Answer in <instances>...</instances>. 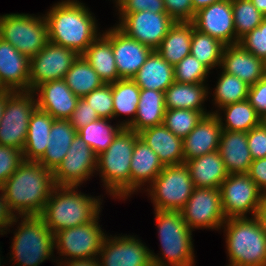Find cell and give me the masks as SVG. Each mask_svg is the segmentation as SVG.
<instances>
[{"label": "cell", "instance_id": "6da1fadb", "mask_svg": "<svg viewBox=\"0 0 266 266\" xmlns=\"http://www.w3.org/2000/svg\"><path fill=\"white\" fill-rule=\"evenodd\" d=\"M55 187L52 171L24 160L1 187L14 216L40 215Z\"/></svg>", "mask_w": 266, "mask_h": 266}, {"label": "cell", "instance_id": "7a4b0ae2", "mask_svg": "<svg viewBox=\"0 0 266 266\" xmlns=\"http://www.w3.org/2000/svg\"><path fill=\"white\" fill-rule=\"evenodd\" d=\"M78 0H61L44 14L49 41L82 55L101 34L93 13Z\"/></svg>", "mask_w": 266, "mask_h": 266}, {"label": "cell", "instance_id": "3957f363", "mask_svg": "<svg viewBox=\"0 0 266 266\" xmlns=\"http://www.w3.org/2000/svg\"><path fill=\"white\" fill-rule=\"evenodd\" d=\"M74 186H55L39 215L49 230H60L85 225L101 215V196H89Z\"/></svg>", "mask_w": 266, "mask_h": 266}, {"label": "cell", "instance_id": "277c9868", "mask_svg": "<svg viewBox=\"0 0 266 266\" xmlns=\"http://www.w3.org/2000/svg\"><path fill=\"white\" fill-rule=\"evenodd\" d=\"M139 133L123 127L108 148L97 157V174L113 199L130 197V165Z\"/></svg>", "mask_w": 266, "mask_h": 266}, {"label": "cell", "instance_id": "5b68a950", "mask_svg": "<svg viewBox=\"0 0 266 266\" xmlns=\"http://www.w3.org/2000/svg\"><path fill=\"white\" fill-rule=\"evenodd\" d=\"M162 254L150 250L153 266H195L192 230L180 211L154 210Z\"/></svg>", "mask_w": 266, "mask_h": 266}, {"label": "cell", "instance_id": "8992f818", "mask_svg": "<svg viewBox=\"0 0 266 266\" xmlns=\"http://www.w3.org/2000/svg\"><path fill=\"white\" fill-rule=\"evenodd\" d=\"M227 257L233 266H266V235L256 217L226 219Z\"/></svg>", "mask_w": 266, "mask_h": 266}, {"label": "cell", "instance_id": "52a82bcc", "mask_svg": "<svg viewBox=\"0 0 266 266\" xmlns=\"http://www.w3.org/2000/svg\"><path fill=\"white\" fill-rule=\"evenodd\" d=\"M20 218L10 246V260L17 266H39L54 256V234L39 215Z\"/></svg>", "mask_w": 266, "mask_h": 266}, {"label": "cell", "instance_id": "ba28073f", "mask_svg": "<svg viewBox=\"0 0 266 266\" xmlns=\"http://www.w3.org/2000/svg\"><path fill=\"white\" fill-rule=\"evenodd\" d=\"M9 13L0 15V38L29 59L49 42L48 25L43 15Z\"/></svg>", "mask_w": 266, "mask_h": 266}, {"label": "cell", "instance_id": "9c48e42d", "mask_svg": "<svg viewBox=\"0 0 266 266\" xmlns=\"http://www.w3.org/2000/svg\"><path fill=\"white\" fill-rule=\"evenodd\" d=\"M148 197L154 210L180 211L190 198L195 186L185 163L164 166L150 186Z\"/></svg>", "mask_w": 266, "mask_h": 266}, {"label": "cell", "instance_id": "30bf717a", "mask_svg": "<svg viewBox=\"0 0 266 266\" xmlns=\"http://www.w3.org/2000/svg\"><path fill=\"white\" fill-rule=\"evenodd\" d=\"M36 108L33 91H5V106L0 120V145L23 151L29 120Z\"/></svg>", "mask_w": 266, "mask_h": 266}, {"label": "cell", "instance_id": "8fae6325", "mask_svg": "<svg viewBox=\"0 0 266 266\" xmlns=\"http://www.w3.org/2000/svg\"><path fill=\"white\" fill-rule=\"evenodd\" d=\"M98 219L99 215L90 223L54 234L55 249L59 256L65 257L63 261L98 257L107 235L100 227Z\"/></svg>", "mask_w": 266, "mask_h": 266}, {"label": "cell", "instance_id": "7c38bea8", "mask_svg": "<svg viewBox=\"0 0 266 266\" xmlns=\"http://www.w3.org/2000/svg\"><path fill=\"white\" fill-rule=\"evenodd\" d=\"M220 191L226 219L249 217L250 213L251 217H255L265 196L247 173L229 174Z\"/></svg>", "mask_w": 266, "mask_h": 266}, {"label": "cell", "instance_id": "4fadbf2b", "mask_svg": "<svg viewBox=\"0 0 266 266\" xmlns=\"http://www.w3.org/2000/svg\"><path fill=\"white\" fill-rule=\"evenodd\" d=\"M187 226L195 229L221 230L226 221L218 188H197L192 191L190 198L180 210Z\"/></svg>", "mask_w": 266, "mask_h": 266}, {"label": "cell", "instance_id": "5bb4252c", "mask_svg": "<svg viewBox=\"0 0 266 266\" xmlns=\"http://www.w3.org/2000/svg\"><path fill=\"white\" fill-rule=\"evenodd\" d=\"M116 25L130 38L156 50L163 38L176 23L167 13H153L149 10L137 13H118Z\"/></svg>", "mask_w": 266, "mask_h": 266}, {"label": "cell", "instance_id": "9a60e30c", "mask_svg": "<svg viewBox=\"0 0 266 266\" xmlns=\"http://www.w3.org/2000/svg\"><path fill=\"white\" fill-rule=\"evenodd\" d=\"M97 157L95 152L76 135L65 158L52 172L55 186L81 187L96 172Z\"/></svg>", "mask_w": 266, "mask_h": 266}, {"label": "cell", "instance_id": "2e32d148", "mask_svg": "<svg viewBox=\"0 0 266 266\" xmlns=\"http://www.w3.org/2000/svg\"><path fill=\"white\" fill-rule=\"evenodd\" d=\"M78 56L75 51L49 41L38 54L30 58V91L40 84L64 79Z\"/></svg>", "mask_w": 266, "mask_h": 266}, {"label": "cell", "instance_id": "e0dca14e", "mask_svg": "<svg viewBox=\"0 0 266 266\" xmlns=\"http://www.w3.org/2000/svg\"><path fill=\"white\" fill-rule=\"evenodd\" d=\"M97 258L99 266H153L150 249L134 235H106Z\"/></svg>", "mask_w": 266, "mask_h": 266}, {"label": "cell", "instance_id": "ac0fdd59", "mask_svg": "<svg viewBox=\"0 0 266 266\" xmlns=\"http://www.w3.org/2000/svg\"><path fill=\"white\" fill-rule=\"evenodd\" d=\"M102 34L112 44L120 79H132L153 49L127 36L116 24L111 29L105 30Z\"/></svg>", "mask_w": 266, "mask_h": 266}, {"label": "cell", "instance_id": "d6986e66", "mask_svg": "<svg viewBox=\"0 0 266 266\" xmlns=\"http://www.w3.org/2000/svg\"><path fill=\"white\" fill-rule=\"evenodd\" d=\"M191 23L195 29L218 39L224 45L236 44L231 0H222L200 9Z\"/></svg>", "mask_w": 266, "mask_h": 266}, {"label": "cell", "instance_id": "ffe728a7", "mask_svg": "<svg viewBox=\"0 0 266 266\" xmlns=\"http://www.w3.org/2000/svg\"><path fill=\"white\" fill-rule=\"evenodd\" d=\"M33 92L37 97V108L54 119L69 120L79 100L64 79L40 84Z\"/></svg>", "mask_w": 266, "mask_h": 266}, {"label": "cell", "instance_id": "44dd1931", "mask_svg": "<svg viewBox=\"0 0 266 266\" xmlns=\"http://www.w3.org/2000/svg\"><path fill=\"white\" fill-rule=\"evenodd\" d=\"M30 59L0 38V90L30 91Z\"/></svg>", "mask_w": 266, "mask_h": 266}, {"label": "cell", "instance_id": "7402d4cb", "mask_svg": "<svg viewBox=\"0 0 266 266\" xmlns=\"http://www.w3.org/2000/svg\"><path fill=\"white\" fill-rule=\"evenodd\" d=\"M220 70L235 75L251 86L265 77L266 63L238 43L224 46Z\"/></svg>", "mask_w": 266, "mask_h": 266}, {"label": "cell", "instance_id": "603a6c76", "mask_svg": "<svg viewBox=\"0 0 266 266\" xmlns=\"http://www.w3.org/2000/svg\"><path fill=\"white\" fill-rule=\"evenodd\" d=\"M222 127L214 113L204 115L196 127L183 138L184 160L218 151Z\"/></svg>", "mask_w": 266, "mask_h": 266}, {"label": "cell", "instance_id": "cb8c5ba5", "mask_svg": "<svg viewBox=\"0 0 266 266\" xmlns=\"http://www.w3.org/2000/svg\"><path fill=\"white\" fill-rule=\"evenodd\" d=\"M163 168L158 155L138 137L130 165V196L142 190L146 183L150 186Z\"/></svg>", "mask_w": 266, "mask_h": 266}, {"label": "cell", "instance_id": "d4e9b609", "mask_svg": "<svg viewBox=\"0 0 266 266\" xmlns=\"http://www.w3.org/2000/svg\"><path fill=\"white\" fill-rule=\"evenodd\" d=\"M139 137L158 155L163 166L183 164V139L163 124L139 132Z\"/></svg>", "mask_w": 266, "mask_h": 266}, {"label": "cell", "instance_id": "484cf974", "mask_svg": "<svg viewBox=\"0 0 266 266\" xmlns=\"http://www.w3.org/2000/svg\"><path fill=\"white\" fill-rule=\"evenodd\" d=\"M218 152L229 174L247 173L253 161L247 144V132L222 130Z\"/></svg>", "mask_w": 266, "mask_h": 266}, {"label": "cell", "instance_id": "4316f807", "mask_svg": "<svg viewBox=\"0 0 266 266\" xmlns=\"http://www.w3.org/2000/svg\"><path fill=\"white\" fill-rule=\"evenodd\" d=\"M184 163L197 188L220 189L222 182L229 175L218 151L187 160Z\"/></svg>", "mask_w": 266, "mask_h": 266}, {"label": "cell", "instance_id": "83f0119b", "mask_svg": "<svg viewBox=\"0 0 266 266\" xmlns=\"http://www.w3.org/2000/svg\"><path fill=\"white\" fill-rule=\"evenodd\" d=\"M132 80L140 89L165 92L175 81L174 66L165 61L157 50H153Z\"/></svg>", "mask_w": 266, "mask_h": 266}, {"label": "cell", "instance_id": "f1b7e54d", "mask_svg": "<svg viewBox=\"0 0 266 266\" xmlns=\"http://www.w3.org/2000/svg\"><path fill=\"white\" fill-rule=\"evenodd\" d=\"M77 130L69 120L55 119L49 133V143L38 162L52 172L59 166L70 149Z\"/></svg>", "mask_w": 266, "mask_h": 266}, {"label": "cell", "instance_id": "f546056e", "mask_svg": "<svg viewBox=\"0 0 266 266\" xmlns=\"http://www.w3.org/2000/svg\"><path fill=\"white\" fill-rule=\"evenodd\" d=\"M165 112V92L140 89L136 117L127 128L139 133L146 128L162 125Z\"/></svg>", "mask_w": 266, "mask_h": 266}, {"label": "cell", "instance_id": "4dcf8cb0", "mask_svg": "<svg viewBox=\"0 0 266 266\" xmlns=\"http://www.w3.org/2000/svg\"><path fill=\"white\" fill-rule=\"evenodd\" d=\"M209 88L205 83H178L174 81L165 91L166 109L205 110L204 103L208 100Z\"/></svg>", "mask_w": 266, "mask_h": 266}, {"label": "cell", "instance_id": "1f68e13d", "mask_svg": "<svg viewBox=\"0 0 266 266\" xmlns=\"http://www.w3.org/2000/svg\"><path fill=\"white\" fill-rule=\"evenodd\" d=\"M54 120L48 113L38 108L31 114L23 149L24 160L38 161L44 155Z\"/></svg>", "mask_w": 266, "mask_h": 266}, {"label": "cell", "instance_id": "d6a6232c", "mask_svg": "<svg viewBox=\"0 0 266 266\" xmlns=\"http://www.w3.org/2000/svg\"><path fill=\"white\" fill-rule=\"evenodd\" d=\"M82 56L97 72L104 84H111L120 79L112 44L102 33L88 46Z\"/></svg>", "mask_w": 266, "mask_h": 266}, {"label": "cell", "instance_id": "836d02e7", "mask_svg": "<svg viewBox=\"0 0 266 266\" xmlns=\"http://www.w3.org/2000/svg\"><path fill=\"white\" fill-rule=\"evenodd\" d=\"M194 25L191 22H176L156 49L170 65H177L190 54Z\"/></svg>", "mask_w": 266, "mask_h": 266}, {"label": "cell", "instance_id": "e575fe53", "mask_svg": "<svg viewBox=\"0 0 266 266\" xmlns=\"http://www.w3.org/2000/svg\"><path fill=\"white\" fill-rule=\"evenodd\" d=\"M222 113H224V118L221 115ZM214 114H216L222 130L227 131L249 132L262 123V118L247 99L225 105Z\"/></svg>", "mask_w": 266, "mask_h": 266}, {"label": "cell", "instance_id": "d590c367", "mask_svg": "<svg viewBox=\"0 0 266 266\" xmlns=\"http://www.w3.org/2000/svg\"><path fill=\"white\" fill-rule=\"evenodd\" d=\"M139 95L140 88L132 79H119L112 83L113 118L121 115L128 116L126 120L119 122L123 127H128L134 121Z\"/></svg>", "mask_w": 266, "mask_h": 266}, {"label": "cell", "instance_id": "8d00e7d4", "mask_svg": "<svg viewBox=\"0 0 266 266\" xmlns=\"http://www.w3.org/2000/svg\"><path fill=\"white\" fill-rule=\"evenodd\" d=\"M64 80L66 85L79 98H83L104 84L97 72L89 65L82 55H79L73 62Z\"/></svg>", "mask_w": 266, "mask_h": 266}, {"label": "cell", "instance_id": "74e56055", "mask_svg": "<svg viewBox=\"0 0 266 266\" xmlns=\"http://www.w3.org/2000/svg\"><path fill=\"white\" fill-rule=\"evenodd\" d=\"M111 119L99 118L96 121L77 130V135L98 156L103 153L112 143L115 136L123 128L119 123L111 125ZM115 125V126H114Z\"/></svg>", "mask_w": 266, "mask_h": 266}, {"label": "cell", "instance_id": "f35d334b", "mask_svg": "<svg viewBox=\"0 0 266 266\" xmlns=\"http://www.w3.org/2000/svg\"><path fill=\"white\" fill-rule=\"evenodd\" d=\"M250 86L235 75L228 74L223 70L219 74L216 87L213 89L212 101L217 109L247 99Z\"/></svg>", "mask_w": 266, "mask_h": 266}, {"label": "cell", "instance_id": "ab89813d", "mask_svg": "<svg viewBox=\"0 0 266 266\" xmlns=\"http://www.w3.org/2000/svg\"><path fill=\"white\" fill-rule=\"evenodd\" d=\"M218 39L193 29L190 54L205 65L209 70L221 66L222 52L224 48Z\"/></svg>", "mask_w": 266, "mask_h": 266}, {"label": "cell", "instance_id": "60d3db41", "mask_svg": "<svg viewBox=\"0 0 266 266\" xmlns=\"http://www.w3.org/2000/svg\"><path fill=\"white\" fill-rule=\"evenodd\" d=\"M231 5L238 44L242 37L262 23L265 16L250 0H231Z\"/></svg>", "mask_w": 266, "mask_h": 266}, {"label": "cell", "instance_id": "b9f144b4", "mask_svg": "<svg viewBox=\"0 0 266 266\" xmlns=\"http://www.w3.org/2000/svg\"><path fill=\"white\" fill-rule=\"evenodd\" d=\"M210 111H194L191 109H166L163 125L176 136L186 137Z\"/></svg>", "mask_w": 266, "mask_h": 266}, {"label": "cell", "instance_id": "7bdbcfd3", "mask_svg": "<svg viewBox=\"0 0 266 266\" xmlns=\"http://www.w3.org/2000/svg\"><path fill=\"white\" fill-rule=\"evenodd\" d=\"M210 70L189 54L174 66V79L178 83H206Z\"/></svg>", "mask_w": 266, "mask_h": 266}, {"label": "cell", "instance_id": "ee69618b", "mask_svg": "<svg viewBox=\"0 0 266 266\" xmlns=\"http://www.w3.org/2000/svg\"><path fill=\"white\" fill-rule=\"evenodd\" d=\"M83 99L96 111L99 118L113 120L112 83L103 84L100 88L84 96Z\"/></svg>", "mask_w": 266, "mask_h": 266}, {"label": "cell", "instance_id": "f6af8a7d", "mask_svg": "<svg viewBox=\"0 0 266 266\" xmlns=\"http://www.w3.org/2000/svg\"><path fill=\"white\" fill-rule=\"evenodd\" d=\"M239 44L266 63V17L258 27L242 37Z\"/></svg>", "mask_w": 266, "mask_h": 266}, {"label": "cell", "instance_id": "bcb514c9", "mask_svg": "<svg viewBox=\"0 0 266 266\" xmlns=\"http://www.w3.org/2000/svg\"><path fill=\"white\" fill-rule=\"evenodd\" d=\"M23 161L22 150L0 145V188Z\"/></svg>", "mask_w": 266, "mask_h": 266}, {"label": "cell", "instance_id": "7dc6e473", "mask_svg": "<svg viewBox=\"0 0 266 266\" xmlns=\"http://www.w3.org/2000/svg\"><path fill=\"white\" fill-rule=\"evenodd\" d=\"M166 13L175 22H192L195 12L192 0H164Z\"/></svg>", "mask_w": 266, "mask_h": 266}, {"label": "cell", "instance_id": "c3c4849f", "mask_svg": "<svg viewBox=\"0 0 266 266\" xmlns=\"http://www.w3.org/2000/svg\"><path fill=\"white\" fill-rule=\"evenodd\" d=\"M247 144L253 160L266 158V127L262 123L247 132Z\"/></svg>", "mask_w": 266, "mask_h": 266}, {"label": "cell", "instance_id": "681fc988", "mask_svg": "<svg viewBox=\"0 0 266 266\" xmlns=\"http://www.w3.org/2000/svg\"><path fill=\"white\" fill-rule=\"evenodd\" d=\"M97 119H99V116L96 111L91 108L83 98H79L77 106L69 118V121L72 126L78 130Z\"/></svg>", "mask_w": 266, "mask_h": 266}, {"label": "cell", "instance_id": "f907efd6", "mask_svg": "<svg viewBox=\"0 0 266 266\" xmlns=\"http://www.w3.org/2000/svg\"><path fill=\"white\" fill-rule=\"evenodd\" d=\"M117 10L118 13H137L146 10L153 13H166L164 0H127Z\"/></svg>", "mask_w": 266, "mask_h": 266}, {"label": "cell", "instance_id": "816d5d0a", "mask_svg": "<svg viewBox=\"0 0 266 266\" xmlns=\"http://www.w3.org/2000/svg\"><path fill=\"white\" fill-rule=\"evenodd\" d=\"M247 100L264 119L266 117V76L250 86Z\"/></svg>", "mask_w": 266, "mask_h": 266}, {"label": "cell", "instance_id": "f5cc1de1", "mask_svg": "<svg viewBox=\"0 0 266 266\" xmlns=\"http://www.w3.org/2000/svg\"><path fill=\"white\" fill-rule=\"evenodd\" d=\"M247 174L266 195V158L253 160Z\"/></svg>", "mask_w": 266, "mask_h": 266}, {"label": "cell", "instance_id": "db71d44e", "mask_svg": "<svg viewBox=\"0 0 266 266\" xmlns=\"http://www.w3.org/2000/svg\"><path fill=\"white\" fill-rule=\"evenodd\" d=\"M0 233L4 235L10 232V227L16 225L19 221L20 216H14L13 213L9 210L7 202L5 200L4 192L0 188ZM13 225V226H12Z\"/></svg>", "mask_w": 266, "mask_h": 266}, {"label": "cell", "instance_id": "11a10c76", "mask_svg": "<svg viewBox=\"0 0 266 266\" xmlns=\"http://www.w3.org/2000/svg\"><path fill=\"white\" fill-rule=\"evenodd\" d=\"M63 258L60 260L57 258L56 262H59H57V266H99L98 258L62 261Z\"/></svg>", "mask_w": 266, "mask_h": 266}, {"label": "cell", "instance_id": "9f6ffc18", "mask_svg": "<svg viewBox=\"0 0 266 266\" xmlns=\"http://www.w3.org/2000/svg\"><path fill=\"white\" fill-rule=\"evenodd\" d=\"M255 217L258 219L262 230L266 235V195L263 197L262 203L259 206Z\"/></svg>", "mask_w": 266, "mask_h": 266}, {"label": "cell", "instance_id": "6f0895ef", "mask_svg": "<svg viewBox=\"0 0 266 266\" xmlns=\"http://www.w3.org/2000/svg\"><path fill=\"white\" fill-rule=\"evenodd\" d=\"M222 0H192V6L194 9V12L196 13L202 8H205L213 3H217Z\"/></svg>", "mask_w": 266, "mask_h": 266}, {"label": "cell", "instance_id": "680465c9", "mask_svg": "<svg viewBox=\"0 0 266 266\" xmlns=\"http://www.w3.org/2000/svg\"><path fill=\"white\" fill-rule=\"evenodd\" d=\"M252 4L266 17V0H250Z\"/></svg>", "mask_w": 266, "mask_h": 266}, {"label": "cell", "instance_id": "91938a15", "mask_svg": "<svg viewBox=\"0 0 266 266\" xmlns=\"http://www.w3.org/2000/svg\"><path fill=\"white\" fill-rule=\"evenodd\" d=\"M5 106V90H0V120Z\"/></svg>", "mask_w": 266, "mask_h": 266}, {"label": "cell", "instance_id": "94428289", "mask_svg": "<svg viewBox=\"0 0 266 266\" xmlns=\"http://www.w3.org/2000/svg\"><path fill=\"white\" fill-rule=\"evenodd\" d=\"M113 1L115 3V7L119 9L127 0H113Z\"/></svg>", "mask_w": 266, "mask_h": 266}, {"label": "cell", "instance_id": "6125c7cd", "mask_svg": "<svg viewBox=\"0 0 266 266\" xmlns=\"http://www.w3.org/2000/svg\"><path fill=\"white\" fill-rule=\"evenodd\" d=\"M262 123H266V117L262 119Z\"/></svg>", "mask_w": 266, "mask_h": 266}]
</instances>
